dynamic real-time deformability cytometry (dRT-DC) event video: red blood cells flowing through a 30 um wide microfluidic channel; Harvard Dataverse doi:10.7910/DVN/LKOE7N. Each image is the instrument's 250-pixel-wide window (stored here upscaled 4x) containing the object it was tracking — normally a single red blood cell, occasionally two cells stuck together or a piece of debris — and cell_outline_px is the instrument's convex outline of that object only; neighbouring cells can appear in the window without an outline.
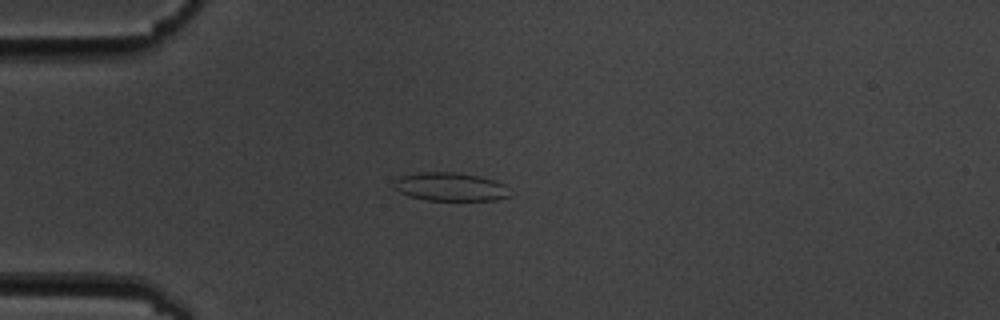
{"species": "common noctule bat (a hibernating species)", "species_latin": "Nyctalus noctula", "temperature_condition": "cold", "stored_images_in_passage": 7, "camera_frame_rate_fps": 3000, "um_per_image_px": 0.085, "animal": {"sex": "male", "body_mass_g": 19.5, "forearm_length_mm": 54.6}, "frame": {"image": 1, "passage_image": 5, "time_ms": 4.667, "image_size_px": [1000, 320], "cell_outline_px": [[512, 196], [496, 200], [428, 200], [408, 196], [400, 192], [396, 188], [396, 180], [400, 176], [424, 172], [456, 172], [480, 176], [504, 184]], "centroid_in_image_um": [38.32, 15.88], "position_along_channel_um": 46.7, "area_um2": 19.02}}
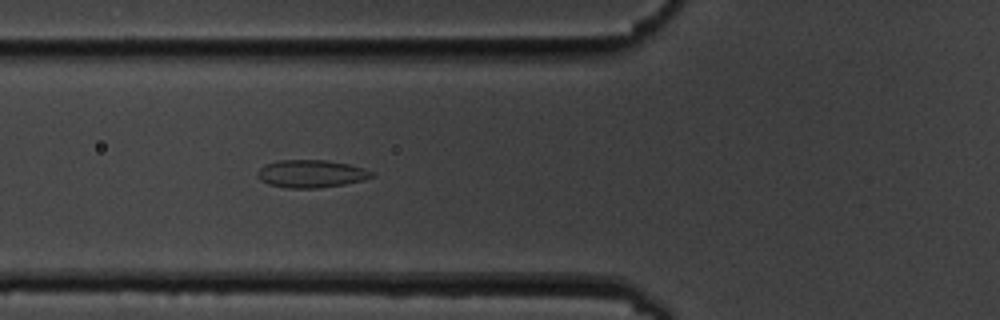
{"frame": {"image": 2, "passage_image": 7, "time_ms": 6.667, "image_size_px": [1000, 320], "cell_outline_px": [[376, 176], [364, 180], [344, 184], [320, 188], [288, 188], [268, 184], [260, 180], [260, 168], [264, 164], [280, 160], [328, 160], [348, 164], [364, 168], [376, 172]], "centroid_in_image_um": [26.52, 14.77], "position_along_channel_um": 99.3, "area_um2": 18.5}}